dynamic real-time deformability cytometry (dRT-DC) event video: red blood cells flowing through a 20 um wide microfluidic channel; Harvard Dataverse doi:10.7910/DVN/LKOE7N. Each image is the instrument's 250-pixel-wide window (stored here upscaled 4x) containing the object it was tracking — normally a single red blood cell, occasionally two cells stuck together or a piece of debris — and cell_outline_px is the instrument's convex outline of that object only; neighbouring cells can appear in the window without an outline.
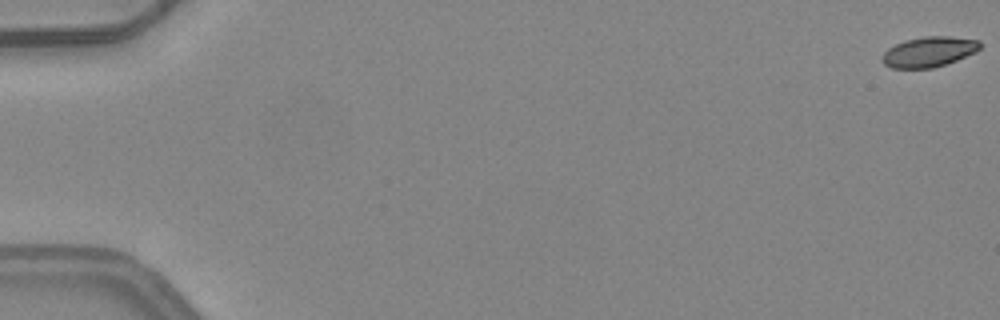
{"species": "common noctule bat (a hibernating species)", "species_latin": "Nyctalus noctula", "temperature_condition": "warm", "stored_images_in_passage": 4, "camera_frame_rate_fps": 3000, "um_per_image_px": 0.085, "animal": {"sex": "female", "body_mass_g": 24.6, "forearm_length_mm": 56.2}, "frame": {"image": 1, "passage_image": 1, "time_ms": 0.0, "image_size_px": [1000, 320], "cell_outline_px": [[980, 48], [976, 52], [956, 60], [932, 68], [892, 68], [884, 64], [880, 60], [880, 56], [888, 48], [904, 40], [924, 36], [948, 36], [980, 40]], "centroid_in_image_um": [78.92, 4.4], "position_along_channel_um": 6.1, "area_um2": 17.28}}
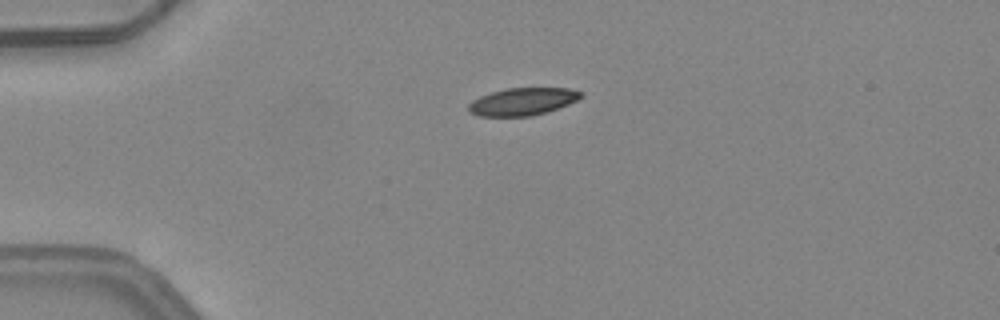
{"frame": {"image": 2, "passage_image": 4, "time_ms": 1.0, "image_size_px": [1000, 320], "cell_outline_px": [[584, 96], [568, 104], [548, 112], [532, 116], [480, 116], [468, 112], [468, 104], [472, 100], [480, 96], [504, 88], [568, 88], [584, 92]], "centroid_in_image_um": [44.42, 8.63], "position_along_channel_um": 40.6, "area_um2": 18.15}}